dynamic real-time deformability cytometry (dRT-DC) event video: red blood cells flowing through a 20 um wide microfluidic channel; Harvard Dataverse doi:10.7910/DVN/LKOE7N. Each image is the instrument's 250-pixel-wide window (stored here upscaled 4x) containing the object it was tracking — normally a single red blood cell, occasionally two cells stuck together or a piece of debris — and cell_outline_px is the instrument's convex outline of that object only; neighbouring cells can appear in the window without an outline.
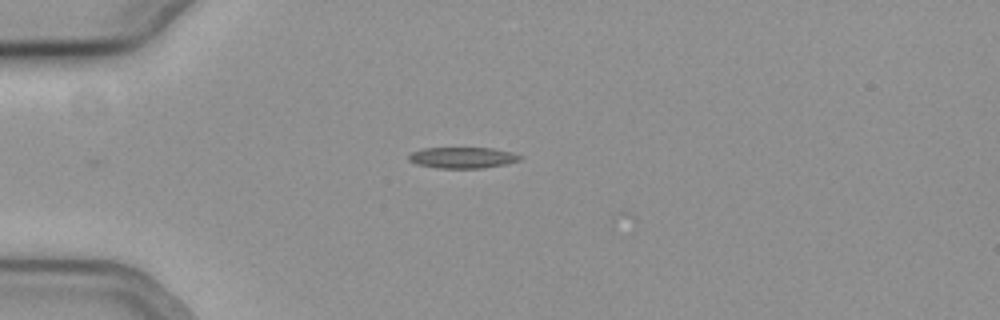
{"species": "common noctule bat (a hibernating species)", "species_latin": "Nyctalus noctula", "temperature_condition": "cold", "stored_images_in_passage": 5, "camera_frame_rate_fps": 3000, "um_per_image_px": 0.085, "animal": {"sex": "female", "body_mass_g": 19.3, "forearm_length_mm": 54.1}, "frame": {"image": 1, "passage_image": 1, "time_ms": 0.0, "image_size_px": [1000, 320], "cell_outline_px": [[520, 160], [504, 164], [484, 168], [436, 168], [416, 164], [408, 160], [408, 156], [412, 152], [424, 148], [492, 148], [512, 152], [520, 156]], "centroid_in_image_um": [39.28, 13.4], "position_along_channel_um": 45.7, "area_um2": 13.58}}